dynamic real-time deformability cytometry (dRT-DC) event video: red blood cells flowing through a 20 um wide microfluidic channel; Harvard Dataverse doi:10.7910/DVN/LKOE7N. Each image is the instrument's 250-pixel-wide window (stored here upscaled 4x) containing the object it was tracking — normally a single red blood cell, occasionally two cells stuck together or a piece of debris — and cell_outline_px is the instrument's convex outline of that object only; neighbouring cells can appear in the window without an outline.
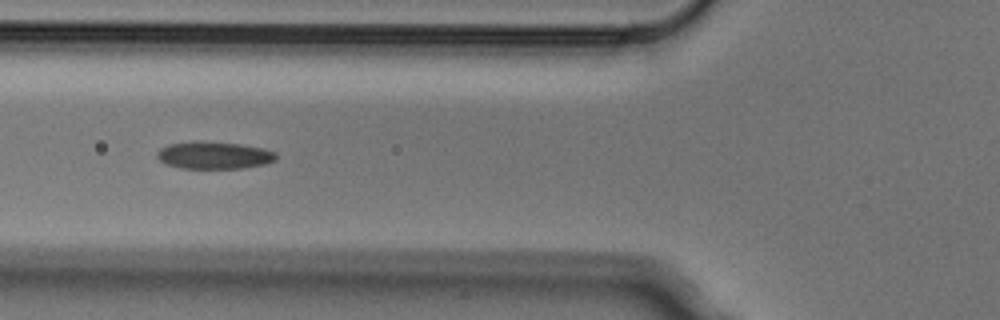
{"species": "Egyptian fruit bat (a non-hibernating species)", "species_latin": "Rousettus aegyptiacus", "temperature_condition": "cold", "stored_images_in_passage": 7, "camera_frame_rate_fps": 3000, "um_per_image_px": 0.085, "animal": {"sex": "male"}, "frame": {"image": 1, "passage_image": 5, "time_ms": 1.333, "image_size_px": [1000, 320], "cell_outline_px": [[276, 160], [264, 164], [244, 168], [180, 168], [164, 164], [156, 156], [156, 152], [160, 148], [168, 144], [196, 140], [204, 140], [240, 144], [264, 148], [276, 152]], "centroid_in_image_um": [18.16, 13.18], "position_along_channel_um": 107.6, "area_um2": 19.31}}
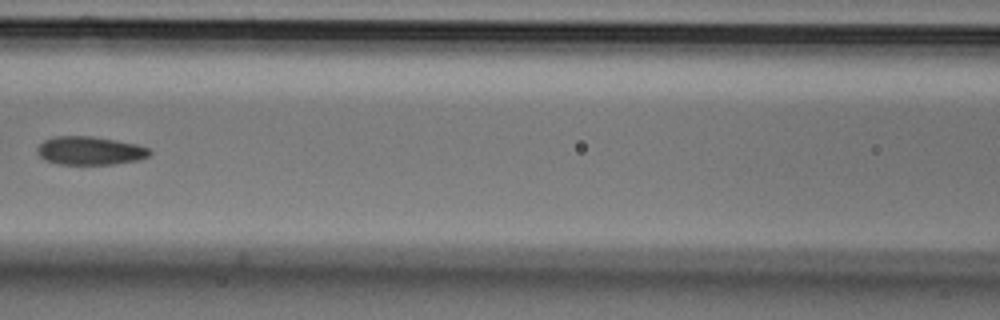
{"frame": {"image": 2, "passage_image": 6, "time_ms": 1.667, "image_size_px": [1000, 320], "cell_outline_px": [[152, 152], [148, 156], [140, 160], [112, 164], [60, 164], [44, 160], [36, 152], [36, 148], [44, 140], [56, 136], [92, 136], [116, 140], [136, 144], [148, 148]], "centroid_in_image_um": [7.63, 12.81], "position_along_channel_um": 159.0, "area_um2": 18.61}}
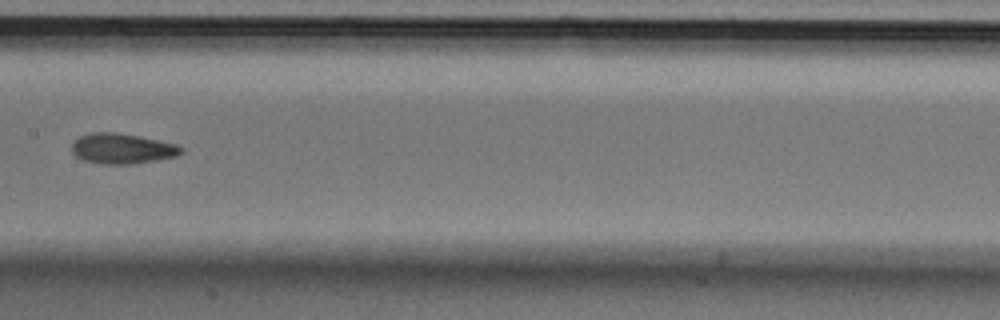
{"frame": {"image": 3, "passage_image": 7, "time_ms": 2.0, "image_size_px": [1000, 320], "cell_outline_px": [[184, 152], [176, 156], [156, 160], [132, 164], [104, 164], [84, 160], [76, 156], [72, 152], [72, 144], [80, 136], [92, 132], [116, 132], [140, 136], [160, 140], [176, 144], [184, 148]], "centroid_in_image_um": [10.41, 12.62], "position_along_channel_um": 197.0, "area_um2": 19.36}}